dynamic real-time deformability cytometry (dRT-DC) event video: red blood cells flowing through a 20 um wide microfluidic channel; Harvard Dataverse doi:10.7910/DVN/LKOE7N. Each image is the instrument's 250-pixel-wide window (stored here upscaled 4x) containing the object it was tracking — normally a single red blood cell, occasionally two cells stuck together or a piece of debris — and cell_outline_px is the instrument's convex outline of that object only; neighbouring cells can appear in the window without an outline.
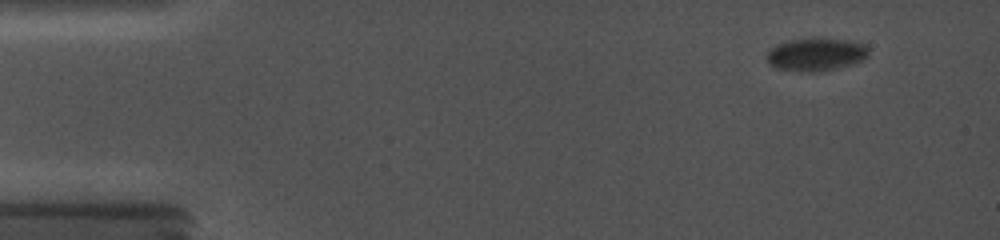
{"species": "common noctule bat (a hibernating species)", "species_latin": "Nyctalus noctula", "temperature_condition": "cold", "stored_images_in_passage": 4, "camera_frame_rate_fps": 5000, "um_per_image_px": 0.085, "animal": {"sex": "female", "body_mass_g": 19.0, "forearm_length_mm": 56.7}, "frame": {"image": 1, "passage_image": 1, "time_ms": 0.0, "image_size_px": [1000, 240], "cell_outline_px": [[864, 52], [860, 56], [848, 64], [832, 68], [812, 72], [808, 72], [784, 68], [772, 64], [768, 60], [768, 56], [772, 52], [780, 48], [800, 44], [844, 44], [864, 48]], "centroid_in_image_um": [69.25, 4.81], "position_along_channel_um": 15.7, "area_um2": 14.51}}